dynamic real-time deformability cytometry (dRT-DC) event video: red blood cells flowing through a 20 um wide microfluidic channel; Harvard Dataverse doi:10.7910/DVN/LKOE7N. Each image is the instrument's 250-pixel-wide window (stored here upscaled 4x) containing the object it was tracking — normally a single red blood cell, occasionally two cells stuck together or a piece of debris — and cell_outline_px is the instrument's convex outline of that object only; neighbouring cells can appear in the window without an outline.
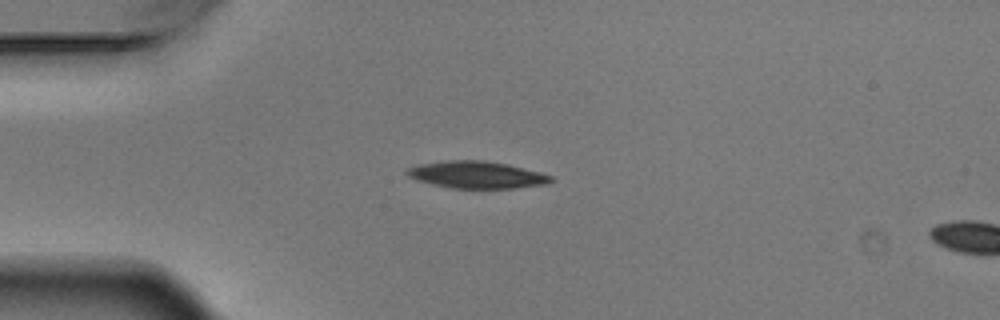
{"species": "Egyptian fruit bat (a non-hibernating species)", "species_latin": "Rousettus aegyptiacus", "temperature_condition": "warm", "stored_images_in_passage": 4, "camera_frame_rate_fps": 3000, "um_per_image_px": 0.085, "animal": {"sex": "male"}, "frame": {"image": 1, "passage_image": 3, "time_ms": 0.667, "image_size_px": [1000, 320], "cell_outline_px": [[556, 180], [544, 184], [516, 188], [452, 188], [432, 184], [416, 180], [408, 176], [404, 172], [408, 168], [420, 164], [448, 160], [484, 160], [508, 164], [552, 176]], "centroid_in_image_um": [40.5, 14.85], "position_along_channel_um": 44.5, "area_um2": 22.6}}